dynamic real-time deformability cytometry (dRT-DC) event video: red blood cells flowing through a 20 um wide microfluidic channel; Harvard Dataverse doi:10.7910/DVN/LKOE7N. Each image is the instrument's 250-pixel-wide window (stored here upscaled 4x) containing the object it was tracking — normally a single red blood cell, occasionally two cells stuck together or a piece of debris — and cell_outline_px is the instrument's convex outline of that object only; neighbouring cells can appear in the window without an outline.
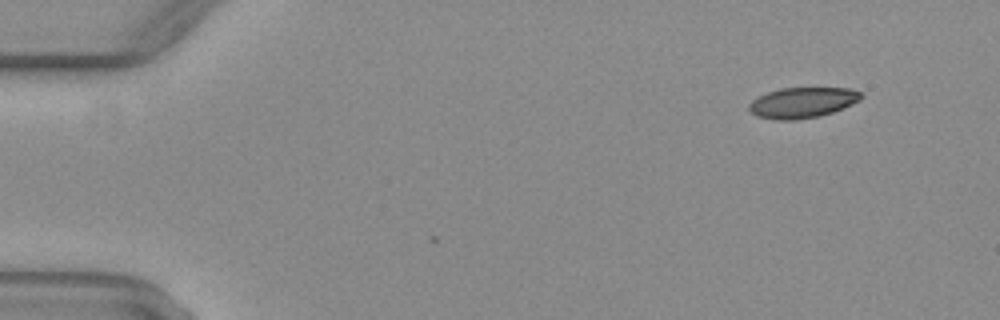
{"species": "common noctule bat (a hibernating species)", "species_latin": "Nyctalus noctula", "temperature_condition": "warm", "stored_images_in_passage": 3, "camera_frame_rate_fps": 3000, "um_per_image_px": 0.085, "animal": {"sex": "female", "body_mass_g": 29.2, "forearm_length_mm": 56.3}, "frame": {"image": 1, "passage_image": 1, "time_ms": 0.0, "image_size_px": [1000, 320], "cell_outline_px": [[864, 96], [860, 100], [844, 108], [820, 116], [792, 120], [776, 120], [756, 116], [748, 108], [748, 104], [756, 96], [780, 88], [852, 88], [860, 92]], "centroid_in_image_um": [68.2, 8.72], "position_along_channel_um": 16.8, "area_um2": 20.11}}